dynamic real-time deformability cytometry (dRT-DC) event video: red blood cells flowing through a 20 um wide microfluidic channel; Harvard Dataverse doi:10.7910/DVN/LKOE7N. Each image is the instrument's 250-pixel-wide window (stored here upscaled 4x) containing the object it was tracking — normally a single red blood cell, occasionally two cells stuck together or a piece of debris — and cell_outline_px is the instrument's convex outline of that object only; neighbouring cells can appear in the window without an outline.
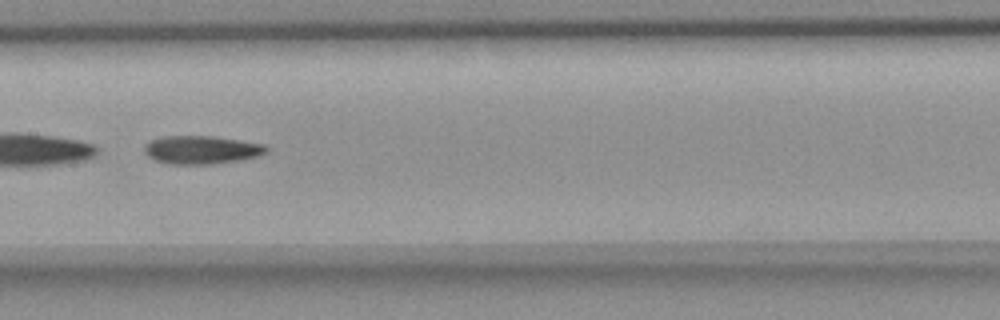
{"species": "common noctule bat (a hibernating species)", "species_latin": "Nyctalus noctula", "temperature_condition": "room temperature", "stored_images_in_passage": 53, "camera_frame_rate_fps": 3000, "um_per_image_px": 0.085, "animal": {"sex": "female", "body_mass_g": 18.4}, "frame": {"image": 1, "passage_image": 27, "time_ms": 8.667, "image_size_px": [1000, 320], "cell_outline_px": [[268, 152], [260, 156], [240, 160], [212, 164], [168, 164], [156, 160], [148, 156], [144, 152], [144, 144], [148, 140], [160, 136], [216, 136], [264, 144], [268, 148]], "centroid_in_image_um": [17.12, 12.73], "position_along_channel_um": 190.3, "area_um2": 20.4}}
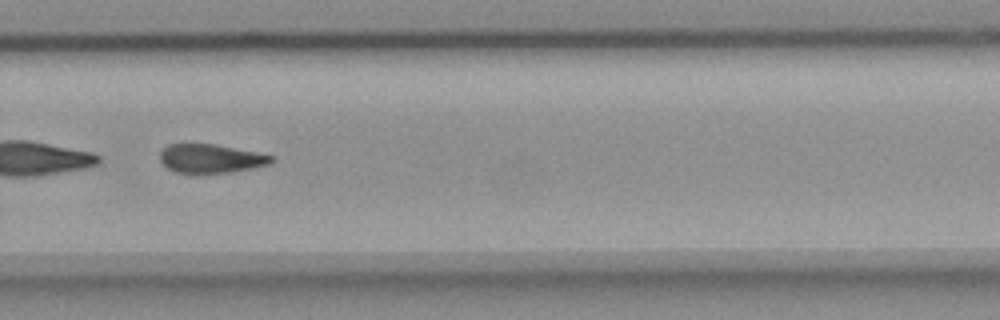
{"frame": {"image": 2, "passage_image": 37, "time_ms": 12.0, "image_size_px": [1000, 320], "cell_outline_px": [[276, 160], [272, 164], [252, 168], [228, 172], [196, 176], [176, 172], [168, 168], [160, 160], [160, 152], [168, 144], [216, 144], [276, 156]], "centroid_in_image_um": [17.94, 13.51], "position_along_channel_um": 311.9, "area_um2": 19.31}}